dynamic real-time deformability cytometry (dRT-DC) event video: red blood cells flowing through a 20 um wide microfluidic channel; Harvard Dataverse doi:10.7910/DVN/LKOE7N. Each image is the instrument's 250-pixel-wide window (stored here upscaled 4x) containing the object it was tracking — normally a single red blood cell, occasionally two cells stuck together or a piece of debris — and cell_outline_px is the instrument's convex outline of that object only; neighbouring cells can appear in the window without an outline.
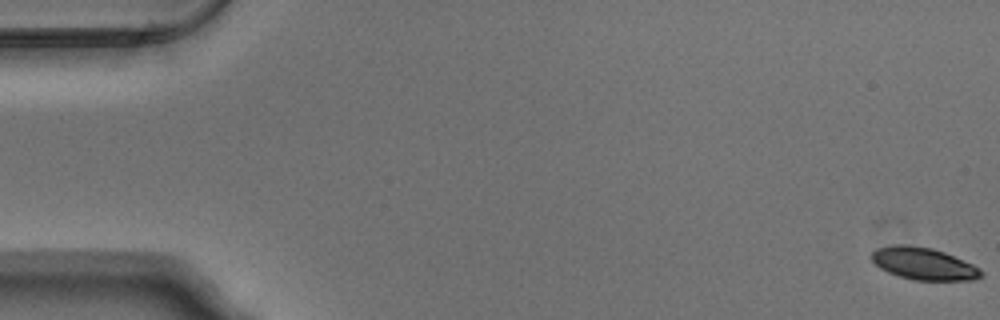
{"species": "Egyptian fruit bat (a non-hibernating species)", "species_latin": "Rousettus aegyptiacus", "temperature_condition": "warm", "stored_images_in_passage": 55, "camera_frame_rate_fps": 3000, "um_per_image_px": 0.085, "animal": {"sex": "male"}, "frame": {"image": 1, "passage_image": 1, "time_ms": 0.0, "image_size_px": [1000, 320], "cell_outline_px": [[984, 272], [980, 276], [972, 280], [912, 280], [888, 272], [880, 268], [872, 260], [872, 252], [876, 248], [892, 244], [904, 244], [932, 248], [944, 252], [972, 264], [980, 268]], "centroid_in_image_um": [78.49, 22.4], "position_along_channel_um": 6.5, "area_um2": 20.46}}
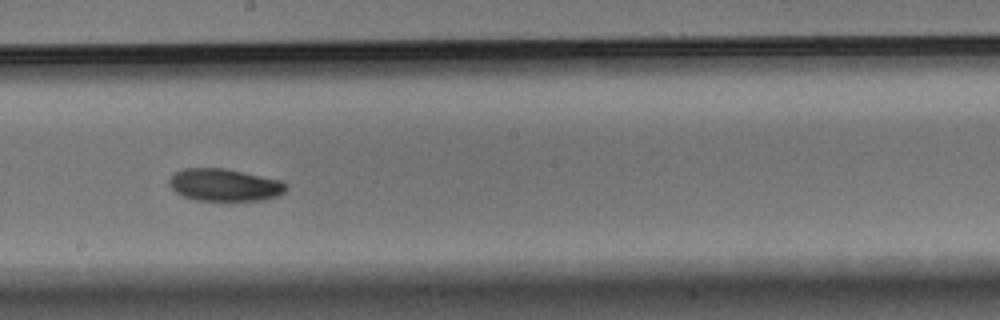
{"frame": {"image": 2, "passage_image": 31, "time_ms": 10.0, "image_size_px": [1000, 320], "cell_outline_px": [[288, 188], [280, 196], [264, 200], [196, 200], [184, 196], [176, 192], [168, 184], [168, 180], [172, 172], [184, 168], [224, 168], [280, 180], [288, 184]], "centroid_in_image_um": [19.08, 15.71], "position_along_channel_um": 229.1, "area_um2": 22.2}}
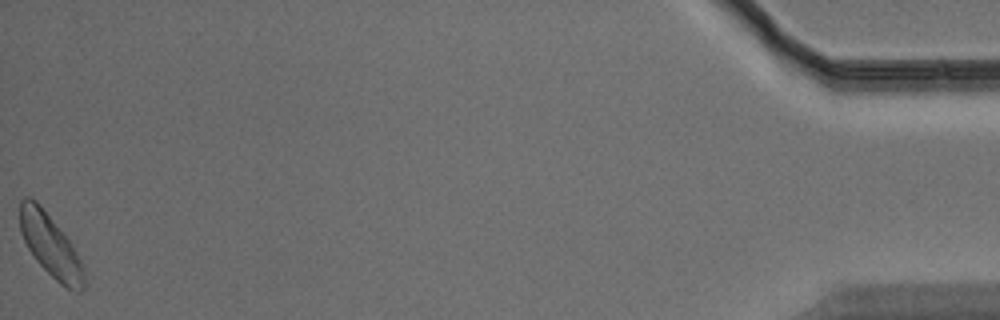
{"frame": {"image": 3, "passage_image": 55, "time_ms": 18.0, "image_size_px": [1000, 320], "cell_outline_px": [[88, 284], [80, 292], [68, 288], [60, 284], [36, 260], [28, 248], [20, 232], [20, 200], [24, 196], [28, 196], [36, 200], [40, 204], [72, 244], [84, 268]], "centroid_in_image_um": [4.31, 20.88], "position_along_channel_um": 430.9, "area_um2": 23.41}, "authors_computed_cell_mechanics": {"area_um2": 21.8484, "velocity_mm_per_s": 3.7341, "shape_relaxation_time_tau1_ms": 2.463, "shape_relaxation_time_tau2_ms": null, "deformation_change_tau1": 0.088, "deformation_change_tau2": null}}